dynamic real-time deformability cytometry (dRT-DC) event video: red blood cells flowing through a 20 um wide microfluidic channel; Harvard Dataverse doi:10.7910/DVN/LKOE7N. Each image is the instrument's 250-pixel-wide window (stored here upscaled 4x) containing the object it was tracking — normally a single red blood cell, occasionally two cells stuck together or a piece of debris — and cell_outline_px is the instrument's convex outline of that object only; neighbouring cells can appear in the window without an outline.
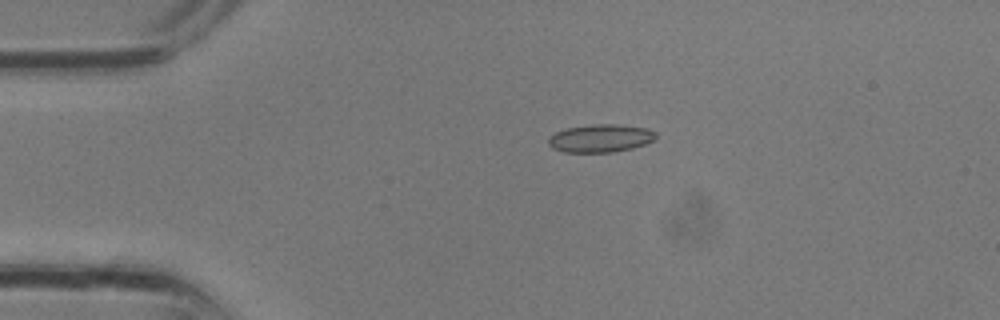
{"species": "common noctule bat (a hibernating species)", "species_latin": "Nyctalus noctula", "temperature_condition": "room temperature", "stored_images_in_passage": 2, "camera_frame_rate_fps": 3000, "um_per_image_px": 0.085, "animal": {"sex": "male", "body_mass_g": 13.3}, "frame": {"image": 1, "passage_image": 2, "time_ms": 0.333, "image_size_px": [1000, 320], "cell_outline_px": [[656, 140], [632, 148], [612, 152], [564, 152], [552, 148], [548, 144], [548, 136], [556, 132], [568, 128], [592, 124], [620, 124], [648, 128], [656, 132]], "centroid_in_image_um": [51.05, 11.74], "position_along_channel_um": 33.9, "area_um2": 17.63}}